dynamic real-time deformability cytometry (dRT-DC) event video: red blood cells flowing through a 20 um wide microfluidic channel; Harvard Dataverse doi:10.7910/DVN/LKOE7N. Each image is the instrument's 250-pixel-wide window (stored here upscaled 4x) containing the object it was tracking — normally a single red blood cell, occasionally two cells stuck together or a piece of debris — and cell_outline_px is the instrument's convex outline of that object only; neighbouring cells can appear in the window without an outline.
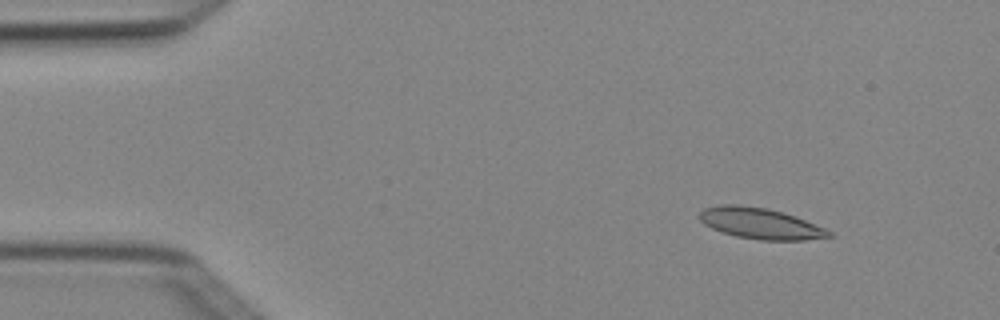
{"species": "Egyptian fruit bat (a non-hibernating species)", "species_latin": "Rousettus aegyptiacus", "temperature_condition": "cold", "stored_images_in_passage": 4, "camera_frame_rate_fps": 3000, "um_per_image_px": 0.085, "animal": {"sex": "female"}, "frame": {"image": 1, "passage_image": 2, "time_ms": 0.333, "image_size_px": [1000, 320], "cell_outline_px": [[832, 236], [804, 240], [760, 240], [736, 236], [712, 228], [704, 224], [700, 220], [700, 212], [704, 208], [720, 204], [740, 204], [768, 208], [784, 212], [796, 216], [824, 228], [832, 232]], "centroid_in_image_um": [64.62, 18.97], "position_along_channel_um": 20.4, "area_um2": 23.35}}